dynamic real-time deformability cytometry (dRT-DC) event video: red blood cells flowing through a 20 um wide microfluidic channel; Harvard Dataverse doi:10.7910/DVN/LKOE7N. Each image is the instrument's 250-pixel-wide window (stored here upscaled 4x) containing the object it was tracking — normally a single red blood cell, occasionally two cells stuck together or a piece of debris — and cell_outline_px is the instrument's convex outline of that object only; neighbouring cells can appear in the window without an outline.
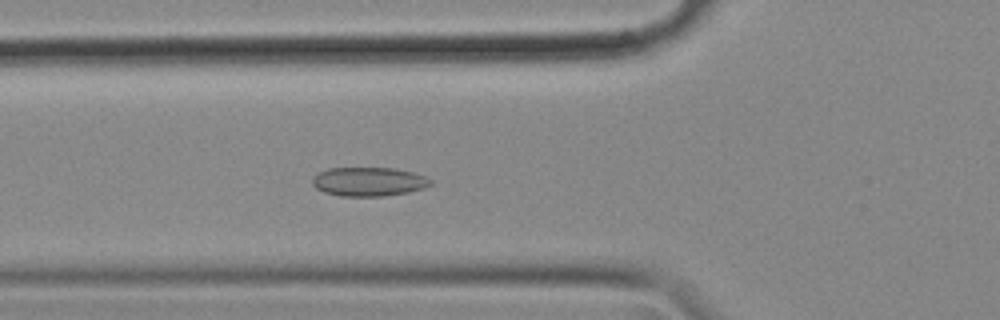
{"species": "common noctule bat (a hibernating species)", "species_latin": "Nyctalus noctula", "temperature_condition": "cold", "stored_images_in_passage": 18, "camera_frame_rate_fps": 3000, "um_per_image_px": 0.085, "animal": {"sex": "female", "body_mass_g": 18.4}, "frame": {"image": 1, "passage_image": 11, "time_ms": 3.333, "image_size_px": [1000, 320], "cell_outline_px": [[432, 184], [424, 188], [408, 192], [384, 196], [340, 196], [324, 192], [316, 188], [312, 184], [312, 176], [328, 168], [392, 168], [412, 172], [424, 176], [432, 180]], "centroid_in_image_um": [31.32, 15.44], "position_along_channel_um": 94.5, "area_um2": 19.94}}